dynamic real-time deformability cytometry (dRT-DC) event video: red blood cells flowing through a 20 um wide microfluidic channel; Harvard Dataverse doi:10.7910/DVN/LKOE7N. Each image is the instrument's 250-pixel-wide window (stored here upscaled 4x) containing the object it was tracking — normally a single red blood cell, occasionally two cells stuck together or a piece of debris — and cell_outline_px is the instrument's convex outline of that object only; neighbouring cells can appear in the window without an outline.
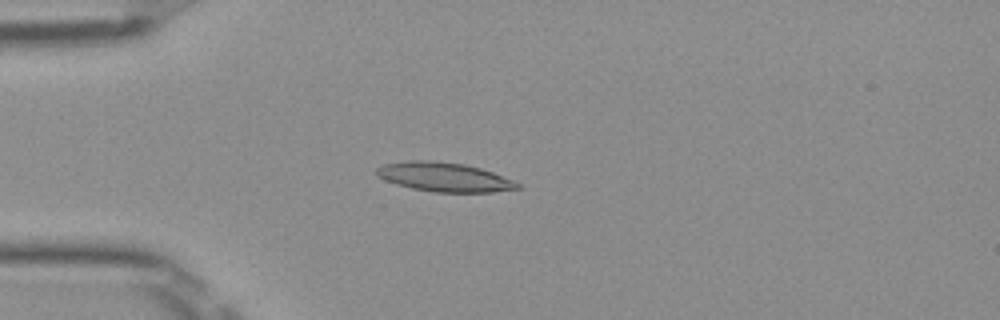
{"species": "Egyptian fruit bat (a non-hibernating species)", "species_latin": "Rousettus aegyptiacus", "temperature_condition": "room temperature", "stored_images_in_passage": 42, "camera_frame_rate_fps": 3000, "um_per_image_px": 0.085, "frame": {"image": 1, "passage_image": 5, "time_ms": 1.333, "image_size_px": [1000, 320], "cell_outline_px": [[520, 188], [492, 192], [436, 192], [412, 188], [396, 184], [384, 180], [376, 176], [376, 168], [384, 164], [408, 160], [432, 160], [464, 164], [480, 168], [492, 172], [512, 180], [520, 184]], "centroid_in_image_um": [37.72, 15.04], "position_along_channel_um": 47.3, "area_um2": 23.87}}
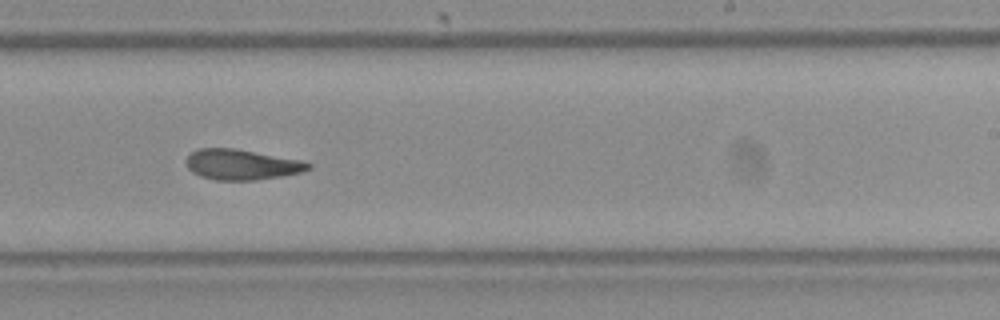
{"frame": {"image": 2, "passage_image": 23, "time_ms": 7.333, "image_size_px": [1000, 320], "cell_outline_px": [[312, 168], [300, 172], [280, 176], [252, 180], [216, 180], [200, 176], [192, 172], [188, 168], [184, 160], [192, 152], [200, 148], [236, 148], [300, 160], [312, 164]], "centroid_in_image_um": [20.51, 13.98], "position_along_channel_um": 268.5, "area_um2": 21.56}}
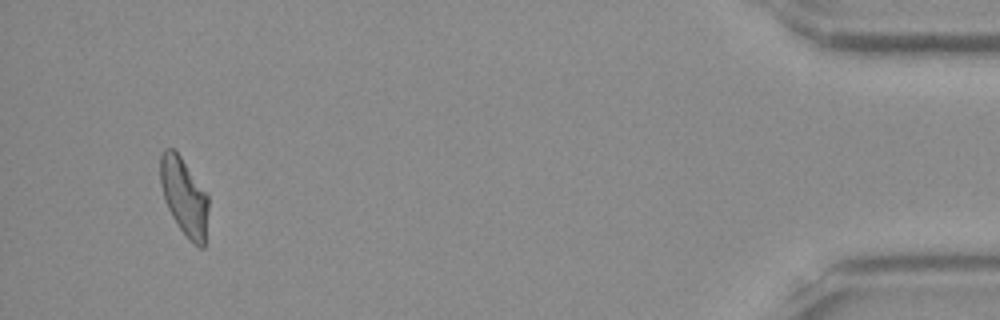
{"frame": {"image": 3, "passage_image": 40, "time_ms": 13.0, "image_size_px": [1000, 320], "cell_outline_px": [[208, 208], [204, 248], [200, 248], [180, 228], [172, 216], [164, 200], [160, 184], [160, 156], [164, 148], [172, 148], [180, 156], [208, 196]], "centroid_in_image_um": [15.63, 16.68], "position_along_channel_um": 419.6, "area_um2": 21.21}, "authors_computed_cell_mechanics": {"area_um2": 22.0796, "velocity_mm_per_s": 3.9696, "shape_relaxation_time_tau1_ms": null, "shape_relaxation_time_tau2_ms": 4.6388, "deformation_change_tau1": null, "deformation_change_tau2": 0.126}}